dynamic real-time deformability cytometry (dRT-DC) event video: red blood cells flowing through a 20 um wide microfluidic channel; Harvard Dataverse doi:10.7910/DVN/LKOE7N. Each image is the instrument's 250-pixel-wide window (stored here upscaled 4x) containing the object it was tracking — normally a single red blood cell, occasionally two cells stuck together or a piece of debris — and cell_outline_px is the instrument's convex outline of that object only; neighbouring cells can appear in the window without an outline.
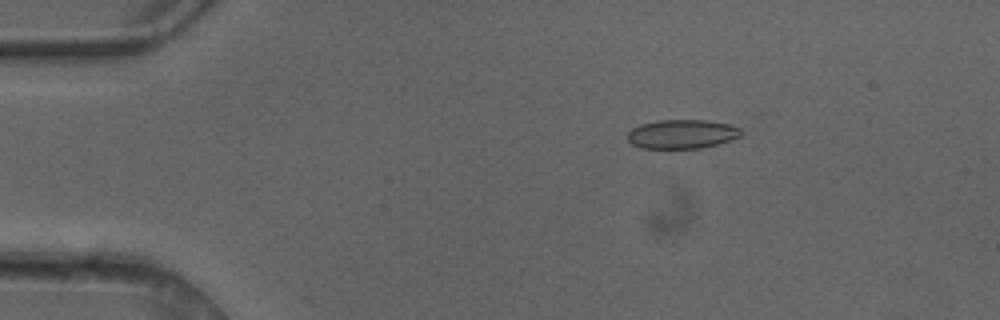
{"species": "common noctule bat (a hibernating species)", "species_latin": "Nyctalus noctula", "temperature_condition": "cold", "stored_images_in_passage": 4, "camera_frame_rate_fps": 3000, "um_per_image_px": 0.085, "animal": {"sex": "female"}, "frame": {"image": 1, "passage_image": 3, "time_ms": 0.667, "image_size_px": [1000, 320], "cell_outline_px": [[744, 132], [740, 136], [732, 140], [700, 148], [640, 148], [632, 144], [628, 140], [628, 132], [632, 128], [640, 124], [656, 120], [708, 120], [728, 124], [740, 128]], "centroid_in_image_um": [57.97, 11.39], "position_along_channel_um": 27.0, "area_um2": 19.31}}